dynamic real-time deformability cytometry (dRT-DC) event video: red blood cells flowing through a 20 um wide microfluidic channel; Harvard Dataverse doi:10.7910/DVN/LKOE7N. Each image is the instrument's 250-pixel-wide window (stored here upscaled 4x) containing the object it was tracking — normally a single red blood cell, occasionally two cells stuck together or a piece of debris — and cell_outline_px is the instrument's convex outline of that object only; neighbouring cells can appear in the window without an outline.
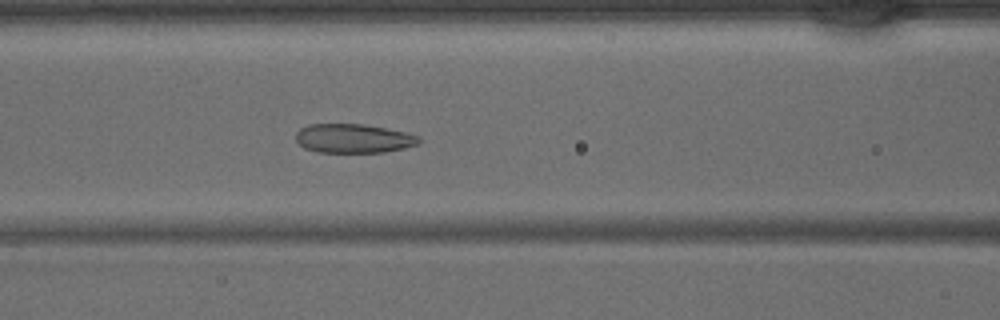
{"species": "common noctule bat (a hibernating species)", "species_latin": "Nyctalus noctula", "temperature_condition": "warm", "stored_images_in_passage": 43, "camera_frame_rate_fps": 3000, "um_per_image_px": 0.085, "animal": {"sex": "male", "body_mass_g": 15.6}, "frame": {"image": 1, "passage_image": 17, "time_ms": 5.333, "image_size_px": [1000, 320], "cell_outline_px": [[420, 144], [404, 148], [384, 152], [320, 152], [304, 148], [296, 140], [296, 132], [300, 128], [308, 124], [364, 124], [404, 132], [420, 136]], "centroid_in_image_um": [30.04, 11.76], "position_along_channel_um": 136.6, "area_um2": 20.81}}
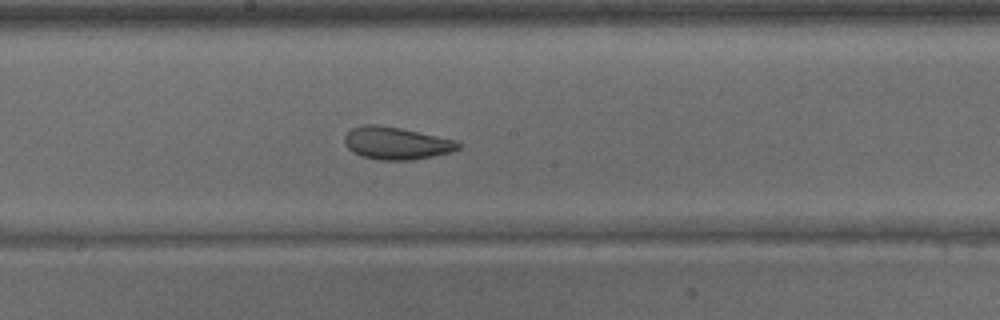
{"frame": {"image": 2, "passage_image": 22, "time_ms": 7.0, "image_size_px": [1000, 320], "cell_outline_px": [[460, 148], [452, 152], [412, 160], [380, 160], [360, 156], [352, 152], [344, 144], [344, 136], [352, 128], [364, 124], [376, 124], [400, 128], [460, 140]], "centroid_in_image_um": [33.7, 12.17], "position_along_channel_um": 214.5, "area_um2": 21.79}}
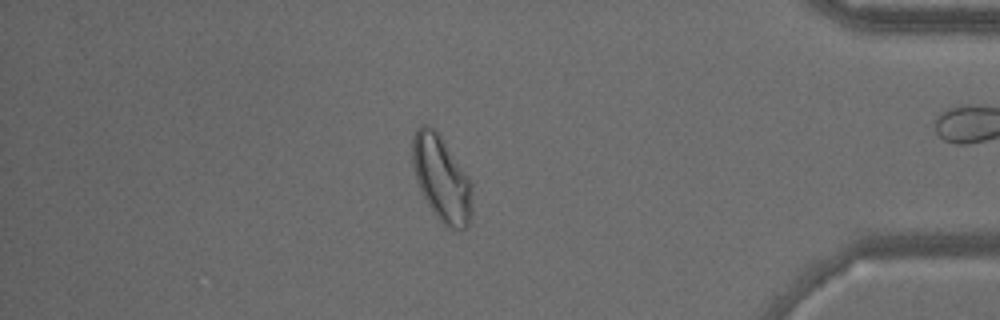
{"frame": {"image": 3, "passage_image": 36, "time_ms": 11.667, "image_size_px": [1000, 320], "cell_outline_px": [[472, 216], [468, 224], [464, 228], [456, 232], [448, 228], [436, 216], [428, 204], [416, 180], [412, 164], [412, 136], [416, 128], [420, 124], [428, 124], [440, 136], [468, 176], [472, 184]], "centroid_in_image_um": [37.53, 15.2], "position_along_channel_um": 397.7, "area_um2": 29.82}}